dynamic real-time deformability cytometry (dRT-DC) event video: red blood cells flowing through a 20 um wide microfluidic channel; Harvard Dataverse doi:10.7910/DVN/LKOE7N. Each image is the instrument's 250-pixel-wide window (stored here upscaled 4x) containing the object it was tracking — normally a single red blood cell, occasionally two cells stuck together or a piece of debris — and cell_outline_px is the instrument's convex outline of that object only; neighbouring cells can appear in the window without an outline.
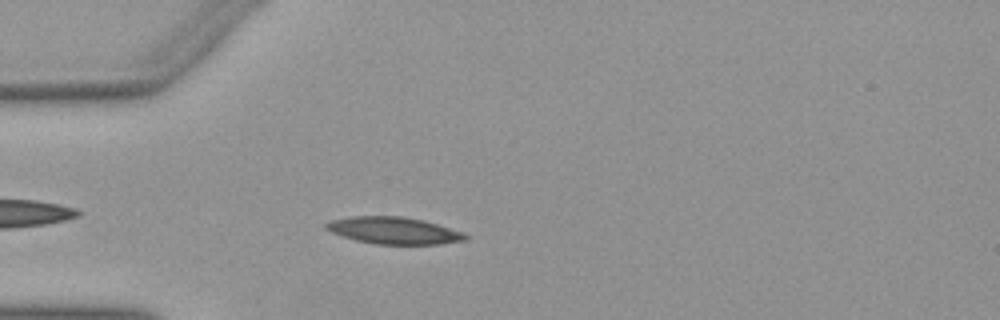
{"species": "Egyptian fruit bat (a non-hibernating species)", "species_latin": "Rousettus aegyptiacus", "temperature_condition": "warm", "stored_images_in_passage": 25, "camera_frame_rate_fps": 3000, "um_per_image_px": 0.085, "animal": {"sex": "female"}, "frame": {"image": 1, "passage_image": 5, "time_ms": 1.333, "image_size_px": [1000, 320], "cell_outline_px": [[468, 240], [440, 244], [376, 244], [356, 240], [332, 232], [324, 228], [324, 224], [332, 220], [352, 216], [404, 216], [424, 220], [464, 232], [468, 236]], "centroid_in_image_um": [33.51, 19.59], "position_along_channel_um": 51.5, "area_um2": 21.91}}
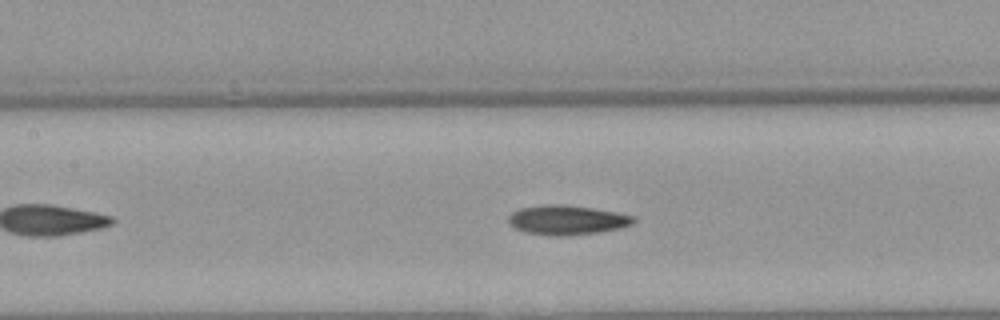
{"frame": {"image": 2, "passage_image": 14, "time_ms": 4.333, "image_size_px": [1000, 320], "cell_outline_px": [[636, 220], [632, 224], [620, 228], [596, 232], [568, 236], [548, 236], [524, 232], [508, 224], [508, 216], [512, 212], [520, 208], [544, 204], [564, 204], [592, 208], [616, 212], [636, 216]], "centroid_in_image_um": [48.17, 18.7], "position_along_channel_um": 159.2, "area_um2": 21.73}}
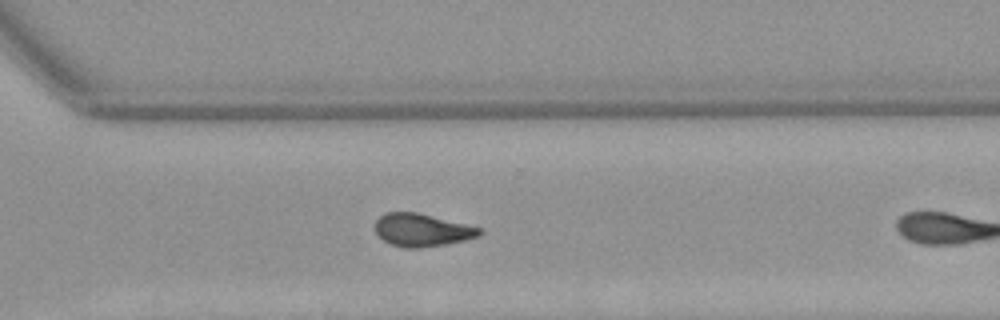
{"frame": {"image": 3, "passage_image": 24, "time_ms": 7.667, "image_size_px": [1000, 320], "cell_outline_px": [[484, 232], [476, 236], [464, 240], [448, 244], [420, 248], [404, 248], [388, 244], [372, 228], [376, 220], [384, 212], [416, 212], [480, 228]], "centroid_in_image_um": [35.79, 19.56], "position_along_channel_um": 334.8, "area_um2": 19.94}}